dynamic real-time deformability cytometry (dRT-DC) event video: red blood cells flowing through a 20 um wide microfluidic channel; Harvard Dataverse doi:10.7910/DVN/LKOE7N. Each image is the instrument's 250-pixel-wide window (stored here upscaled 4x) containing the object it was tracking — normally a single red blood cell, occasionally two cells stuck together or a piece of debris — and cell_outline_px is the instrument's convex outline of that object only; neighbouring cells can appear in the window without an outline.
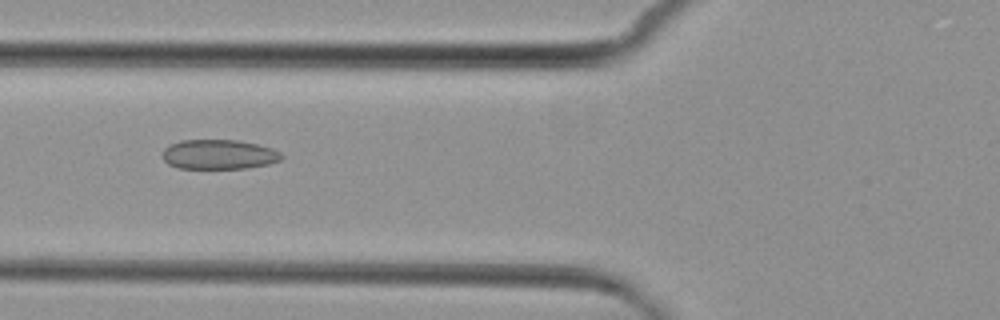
{"species": "common noctule bat (a hibernating species)", "species_latin": "Nyctalus noctula", "temperature_condition": "cold", "stored_images_in_passage": 5, "camera_frame_rate_fps": 3000, "um_per_image_px": 0.085, "animal": {"sex": "female", "body_mass_g": 29.2, "forearm_length_mm": 56.3}, "frame": {"image": 1, "passage_image": 5, "time_ms": 4.667, "image_size_px": [1000, 320], "cell_outline_px": [[284, 156], [280, 160], [268, 164], [244, 168], [180, 168], [168, 164], [164, 160], [164, 148], [168, 144], [180, 140], [236, 140], [256, 144], [272, 148], [280, 152]], "centroid_in_image_um": [18.6, 13.12], "position_along_channel_um": 107.2, "area_um2": 20.46}}